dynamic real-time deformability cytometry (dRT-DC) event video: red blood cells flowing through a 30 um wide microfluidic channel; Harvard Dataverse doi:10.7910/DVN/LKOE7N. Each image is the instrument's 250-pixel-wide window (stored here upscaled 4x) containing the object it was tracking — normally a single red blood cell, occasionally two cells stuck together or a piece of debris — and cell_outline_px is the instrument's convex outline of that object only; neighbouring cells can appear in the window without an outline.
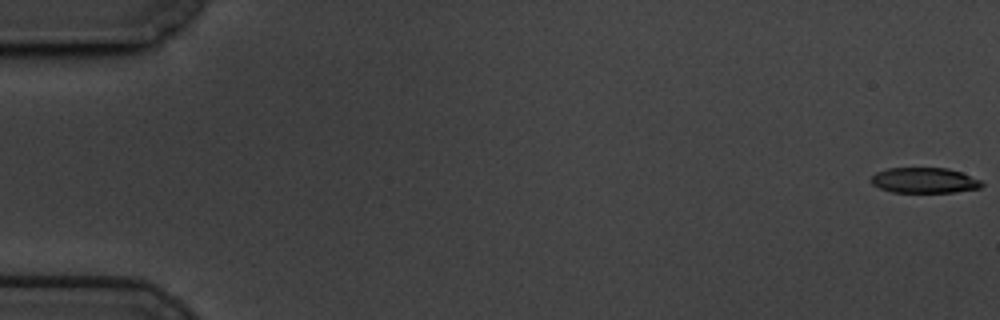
{"species": "common noctule bat (a hibernating species)", "species_latin": "Nyctalus noctula", "temperature_condition": "cold", "stored_images_in_passage": 60, "camera_frame_rate_fps": 3000, "um_per_image_px": 0.085, "animal": {"sex": "male", "body_mass_g": 19.5, "forearm_length_mm": 54.6}, "frame": {"image": 1, "passage_image": 1, "time_ms": 0.0, "image_size_px": [1000, 320], "cell_outline_px": [[984, 184], [980, 188], [956, 192], [892, 192], [880, 188], [872, 184], [868, 180], [876, 172], [888, 168], [948, 168], [960, 172], [980, 180]], "centroid_in_image_um": [78.54, 15.33], "position_along_channel_um": 6.5, "area_um2": 16.42}}
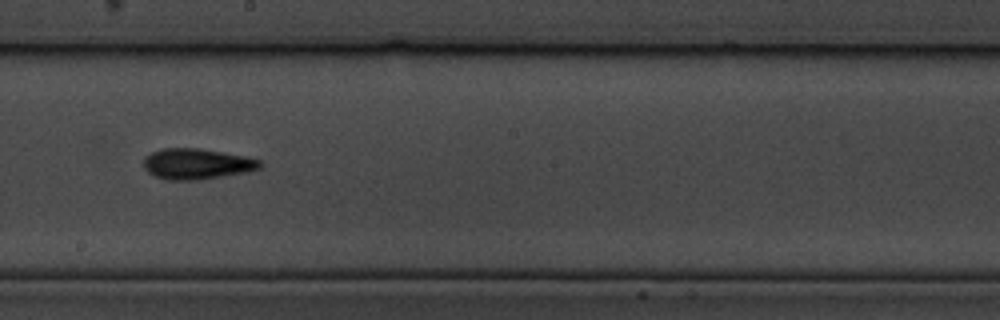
{"frame": {"image": 2, "passage_image": 34, "time_ms": 11.0, "image_size_px": [1000, 320], "cell_outline_px": [[264, 164], [260, 168], [248, 172], [196, 180], [168, 180], [156, 176], [148, 172], [144, 168], [144, 156], [152, 152], [164, 148], [200, 148], [224, 152], [244, 156], [260, 160]], "centroid_in_image_um": [16.74, 13.92], "position_along_channel_um": 231.5, "area_um2": 20.87}}
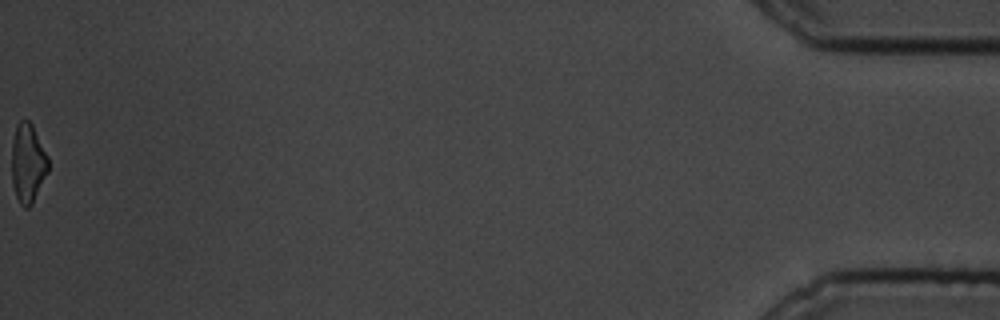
{"frame": {"image": 3, "passage_image": 60, "time_ms": 19.667, "image_size_px": [1000, 320], "cell_outline_px": [[48, 172], [32, 204], [28, 208], [24, 208], [20, 204], [16, 196], [12, 184], [12, 140], [16, 124], [20, 120], [28, 120], [32, 124], [48, 156]], "centroid_in_image_um": [2.36, 13.87], "position_along_channel_um": 432.8, "area_um2": 16.94}, "authors_computed_cell_mechanics": {"area_um2": 18.496, "velocity_mm_per_s": 3.4315, "shape_relaxation_time_tau1_ms": 3.2822, "shape_relaxation_time_tau2_ms": 7.3914, "deformation_change_tau1": 0.1259, "deformation_change_tau2": 0.1769}}